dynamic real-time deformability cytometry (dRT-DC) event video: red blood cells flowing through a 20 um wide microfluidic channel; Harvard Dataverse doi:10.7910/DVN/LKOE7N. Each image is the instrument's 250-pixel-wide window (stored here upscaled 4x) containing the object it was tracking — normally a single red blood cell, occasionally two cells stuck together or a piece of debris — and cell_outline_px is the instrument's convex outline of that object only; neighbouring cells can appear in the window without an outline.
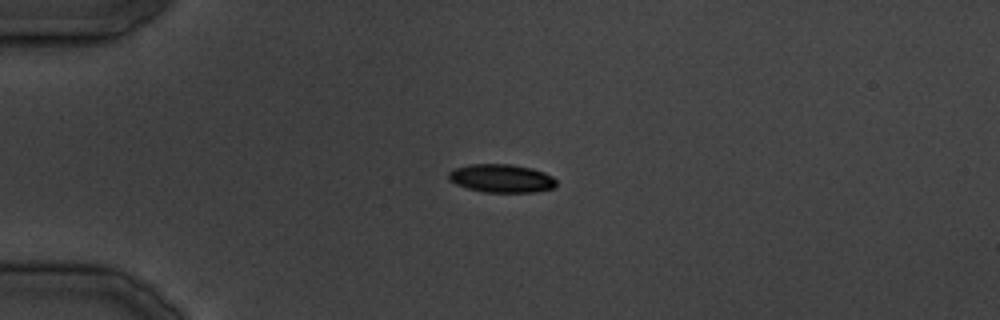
{"species": "common noctule bat (a hibernating species)", "species_latin": "Nyctalus noctula", "temperature_condition": "cold", "stored_images_in_passage": 19, "camera_frame_rate_fps": 3000, "um_per_image_px": 0.085, "animal": {"sex": "male", "body_mass_g": 19.5, "forearm_length_mm": 54.6}, "frame": {"image": 1, "passage_image": 1, "time_ms": 0.0, "image_size_px": [1000, 320], "cell_outline_px": [[556, 184], [552, 188], [532, 192], [484, 192], [468, 188], [456, 184], [448, 180], [448, 172], [456, 168], [468, 164], [512, 164], [532, 168], [544, 172], [552, 176], [556, 180]], "centroid_in_image_um": [42.6, 15.15], "position_along_channel_um": 42.4, "area_um2": 17.74}}